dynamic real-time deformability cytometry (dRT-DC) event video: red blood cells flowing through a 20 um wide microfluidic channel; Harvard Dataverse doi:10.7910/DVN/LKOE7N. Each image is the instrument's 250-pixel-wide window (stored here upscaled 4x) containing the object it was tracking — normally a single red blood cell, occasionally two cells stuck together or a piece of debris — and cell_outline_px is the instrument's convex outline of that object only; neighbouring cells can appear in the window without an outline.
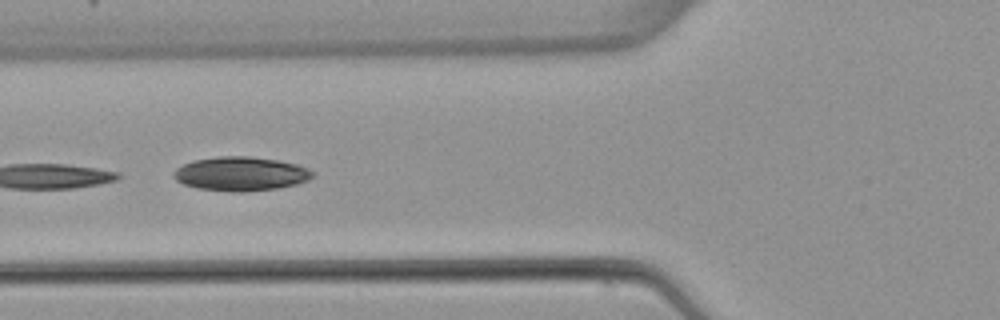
{"species": "common noctule bat (a hibernating species)", "species_latin": "Nyctalus noctula", "temperature_condition": "warm", "stored_images_in_passage": 5, "camera_frame_rate_fps": 3000, "um_per_image_px": 0.085, "animal": {"sex": "female", "body_mass_g": 22.7, "forearm_length_mm": 54.2}, "frame": {"image": 1, "passage_image": 4, "time_ms": 3.667, "image_size_px": [1000, 320], "cell_outline_px": [[316, 172], [308, 180], [296, 184], [276, 188], [244, 192], [232, 192], [196, 188], [184, 184], [176, 180], [172, 176], [172, 172], [176, 168], [184, 164], [196, 160], [220, 156], [252, 156], [280, 160], [296, 164], [308, 168]], "centroid_in_image_um": [20.47, 14.77], "position_along_channel_um": 105.3, "area_um2": 27.69}}
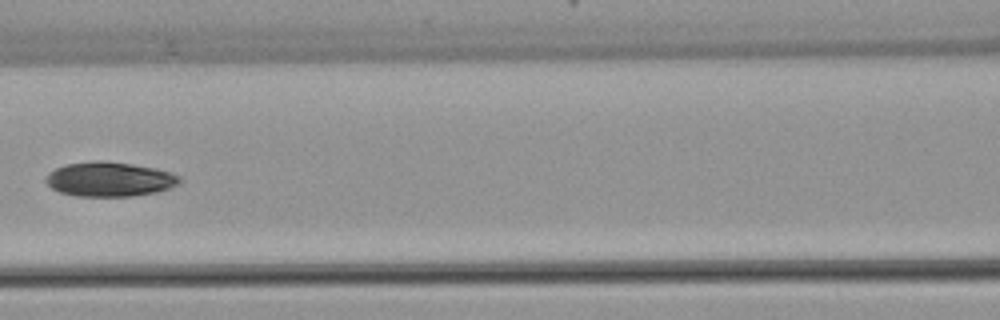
{"frame": {"image": 2, "passage_image": 5, "time_ms": 5.0, "image_size_px": [1000, 320], "cell_outline_px": [[180, 180], [176, 184], [168, 188], [156, 192], [132, 196], [76, 196], [60, 192], [52, 188], [44, 180], [44, 176], [48, 172], [64, 164], [96, 160], [104, 160], [132, 164], [156, 168], [172, 172], [180, 176]], "centroid_in_image_um": [9.27, 15.22], "position_along_channel_um": 157.3, "area_um2": 27.05}}